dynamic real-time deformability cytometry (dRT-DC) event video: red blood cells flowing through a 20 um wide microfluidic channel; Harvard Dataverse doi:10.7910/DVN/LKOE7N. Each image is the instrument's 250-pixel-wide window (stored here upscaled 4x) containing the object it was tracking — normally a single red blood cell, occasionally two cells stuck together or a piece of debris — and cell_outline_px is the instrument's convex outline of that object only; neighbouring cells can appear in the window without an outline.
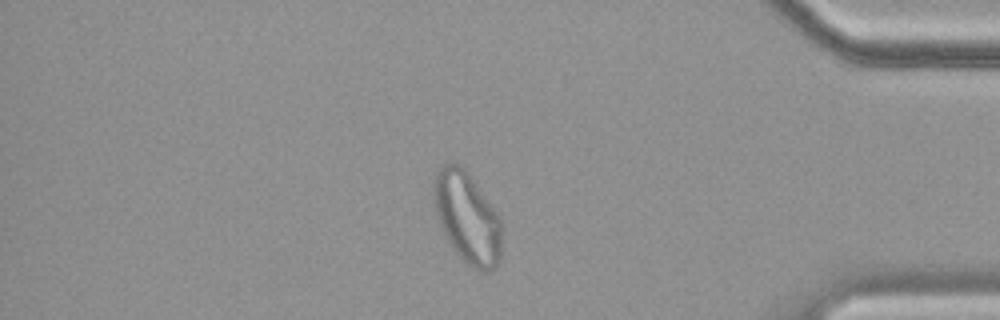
{"species": "common noctule bat (a hibernating species)", "species_latin": "Nyctalus noctula", "temperature_condition": "cold", "stored_images_in_passage": 57, "camera_frame_rate_fps": 3000, "um_per_image_px": 0.085, "animal": {"sex": "female", "body_mass_g": 19.9}, "frame": {"image": 1, "passage_image": 49, "time_ms": 16.0, "image_size_px": [1000, 320], "cell_outline_px": [[500, 260], [488, 272], [484, 272], [472, 268], [452, 248], [440, 228], [436, 212], [432, 192], [432, 180], [436, 172], [444, 164], [452, 160], [464, 168], [468, 172], [500, 216]], "centroid_in_image_um": [39.67, 18.45], "position_along_channel_um": 395.5, "area_um2": 36.3}}